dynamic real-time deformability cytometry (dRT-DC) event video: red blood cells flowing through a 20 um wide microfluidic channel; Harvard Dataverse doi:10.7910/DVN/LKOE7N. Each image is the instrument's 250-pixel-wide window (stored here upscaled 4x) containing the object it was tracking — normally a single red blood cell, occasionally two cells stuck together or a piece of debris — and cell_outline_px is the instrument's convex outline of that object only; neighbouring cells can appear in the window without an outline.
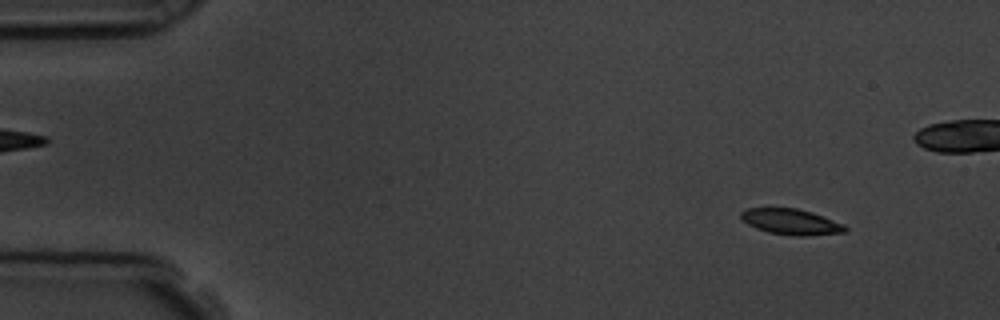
{"species": "common noctule bat (a hibernating species)", "species_latin": "Nyctalus noctula", "temperature_condition": "room temperature", "stored_images_in_passage": 55, "camera_frame_rate_fps": 3000, "um_per_image_px": 0.085, "animal": {"sex": "male", "body_mass_g": 19.5, "forearm_length_mm": 54.6}, "frame": {"image": 1, "passage_image": 5, "time_ms": 1.333, "image_size_px": [1000, 320], "cell_outline_px": [[848, 232], [804, 236], [792, 236], [768, 232], [756, 228], [748, 224], [740, 216], [740, 212], [748, 208], [796, 208], [812, 212], [844, 224], [848, 228]], "centroid_in_image_um": [67.27, 18.86], "position_along_channel_um": 17.7, "area_um2": 15.66}}
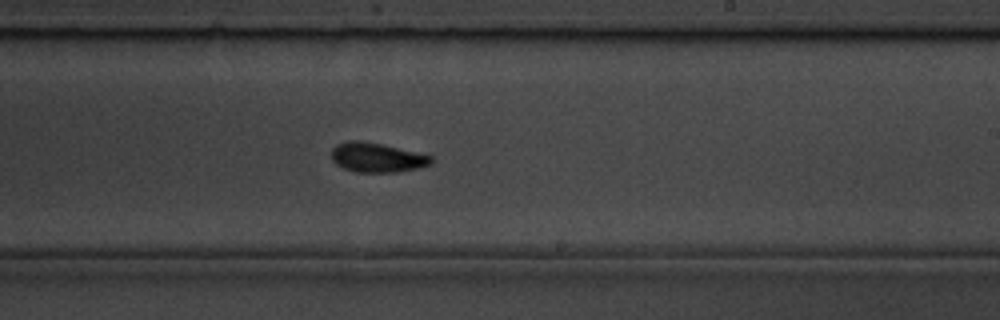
{"frame": {"image": 2, "passage_image": 32, "time_ms": 10.333, "image_size_px": [1000, 320], "cell_outline_px": [[432, 164], [400, 172], [356, 172], [344, 168], [336, 164], [332, 160], [332, 148], [336, 144], [348, 140], [360, 140], [380, 144], [432, 156]], "centroid_in_image_um": [32.0, 13.39], "position_along_channel_um": 257.0, "area_um2": 16.99}}
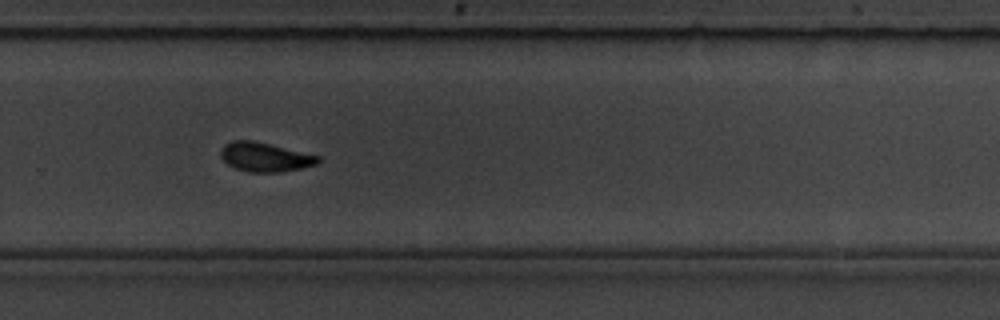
{"frame": {"image": 3, "passage_image": 36, "time_ms": 11.667, "image_size_px": [1000, 320], "cell_outline_px": [[320, 160], [316, 164], [300, 168], [280, 172], [248, 172], [236, 168], [228, 164], [220, 156], [220, 152], [224, 144], [232, 140], [252, 140], [320, 156]], "centroid_in_image_um": [22.49, 13.34], "position_along_channel_um": 307.3, "area_um2": 16.36}, "authors_computed_cell_mechanics": {"area_um2": 16.5308, "velocity_mm_per_s": 3.7792, "shape_relaxation_time_tau1_ms": 2.4297, "shape_relaxation_time_tau2_ms": 4.8415, "deformation_change_tau1": 0.1191, "deformation_change_tau2": 0.0898}}